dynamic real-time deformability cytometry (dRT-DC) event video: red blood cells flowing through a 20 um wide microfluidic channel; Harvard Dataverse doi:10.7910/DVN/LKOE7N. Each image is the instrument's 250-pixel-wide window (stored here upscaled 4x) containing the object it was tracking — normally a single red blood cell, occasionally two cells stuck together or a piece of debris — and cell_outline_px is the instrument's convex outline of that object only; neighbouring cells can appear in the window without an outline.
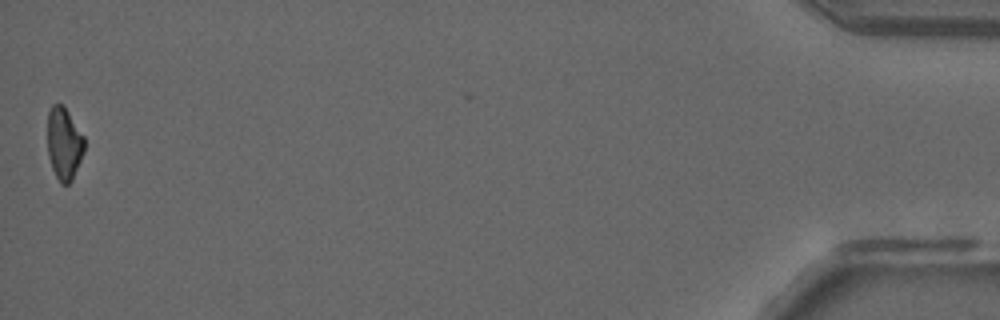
{"species": "common noctule bat (a hibernating species)", "species_latin": "Nyctalus noctula", "temperature_condition": "room temperature", "stored_images_in_passage": 50, "camera_frame_rate_fps": 3000, "um_per_image_px": 0.085, "animal": {"sex": "male", "forearm_length_mm": 52.5}, "frame": {"image": 1, "passage_image": 50, "time_ms": 16.333, "image_size_px": [1000, 320], "cell_outline_px": [[84, 152], [72, 180], [68, 184], [60, 184], [52, 168], [48, 156], [48, 112], [52, 104], [60, 104], [68, 112], [84, 136]], "centroid_in_image_um": [5.44, 12.23], "position_along_channel_um": 429.8, "area_um2": 15.43}}